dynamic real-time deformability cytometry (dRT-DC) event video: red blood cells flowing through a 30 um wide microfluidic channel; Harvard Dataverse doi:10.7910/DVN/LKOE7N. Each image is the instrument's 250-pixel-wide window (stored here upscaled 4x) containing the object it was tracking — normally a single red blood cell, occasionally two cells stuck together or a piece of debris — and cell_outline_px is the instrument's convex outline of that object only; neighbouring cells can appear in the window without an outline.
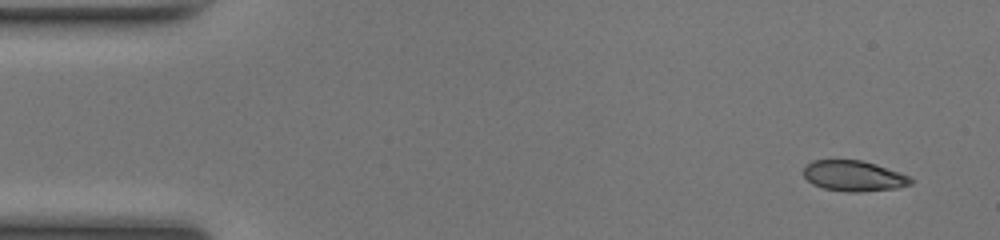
{"species": "common noctule bat (a hibernating species)", "species_latin": "Nyctalus noctula", "temperature_condition": "room temperature", "stored_images_in_passage": 47, "camera_frame_rate_fps": 3000, "um_per_image_px": 0.085, "animal": {"sex": "female", "body_mass_g": 17.0, "forearm_length_mm": 48.0}, "frame": {"image": 1, "passage_image": 1, "time_ms": 0.0, "image_size_px": [1000, 240], "cell_outline_px": [[912, 184], [896, 188], [860, 192], [848, 192], [824, 188], [812, 184], [804, 176], [804, 168], [812, 160], [860, 160], [876, 164], [900, 172], [908, 176], [912, 180]], "centroid_in_image_um": [72.57, 14.95], "position_along_channel_um": 12.4, "area_um2": 19.02}}
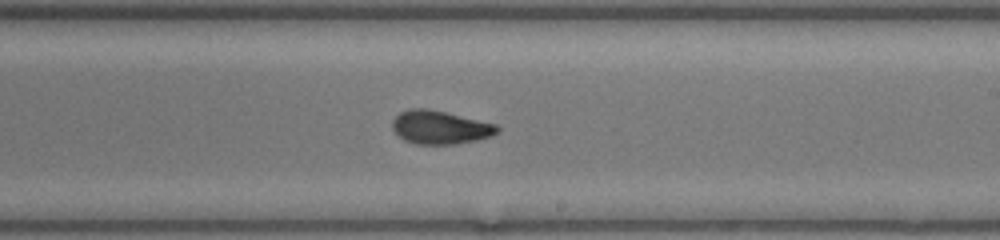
{"frame": {"image": 2, "passage_image": 27, "time_ms": 8.667, "image_size_px": [1000, 240], "cell_outline_px": [[500, 128], [492, 136], [476, 140], [456, 144], [416, 144], [404, 140], [392, 128], [392, 120], [400, 112], [408, 108], [428, 108], [496, 124]], "centroid_in_image_um": [37.39, 10.82], "position_along_channel_um": 251.6, "area_um2": 20.35}}
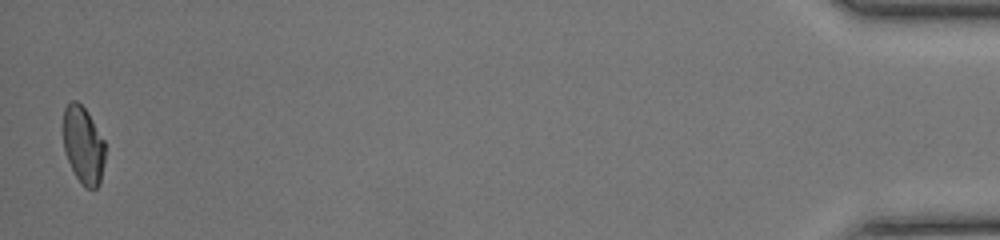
{"frame": {"image": 3, "passage_image": 47, "time_ms": 15.333, "image_size_px": [1000, 240], "cell_outline_px": [[104, 160], [100, 180], [96, 188], [84, 188], [76, 176], [68, 160], [64, 148], [64, 108], [72, 100], [76, 100], [88, 112], [104, 140]], "centroid_in_image_um": [7.08, 12.32], "position_along_channel_um": 428.1, "area_um2": 18.55}, "authors_computed_cell_mechanics": {"area_um2": 19.9988, "velocity_mm_per_s": 4.167, "shape_relaxation_time_tau1_ms": 6.3195, "shape_relaxation_time_tau2_ms": 1.1468, "deformation_change_tau1": 0.1968, "deformation_change_tau2": 0.0555}}